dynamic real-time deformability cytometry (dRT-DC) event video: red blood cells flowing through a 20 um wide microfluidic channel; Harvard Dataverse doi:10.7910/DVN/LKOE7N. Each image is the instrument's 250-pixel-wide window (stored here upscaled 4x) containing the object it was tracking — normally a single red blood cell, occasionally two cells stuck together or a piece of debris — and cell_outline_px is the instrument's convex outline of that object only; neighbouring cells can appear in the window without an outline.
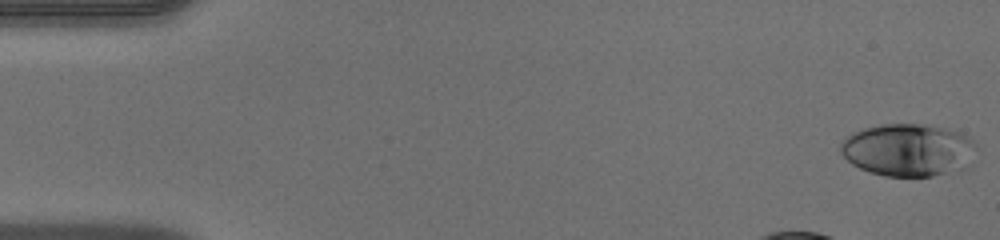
{"species": "human", "species_latin": "Homo sapiens", "temperature_condition": "warm", "stored_images_in_passage": 13, "camera_frame_rate_fps": 3000, "um_per_image_px": 0.085, "donor": {"sex": "male"}, "frame": {"image": 1, "passage_image": 1, "time_ms": 0.0, "image_size_px": [1000, 240], "cell_outline_px": [[980, 148], [968, 168], [960, 172], [932, 176], [884, 176], [860, 168], [852, 164], [840, 152], [840, 144], [852, 132], [864, 128], [880, 124], [928, 124], [960, 132], [968, 136]], "centroid_in_image_um": [77.29, 12.76], "position_along_channel_um": 7.7, "area_um2": 42.43}}